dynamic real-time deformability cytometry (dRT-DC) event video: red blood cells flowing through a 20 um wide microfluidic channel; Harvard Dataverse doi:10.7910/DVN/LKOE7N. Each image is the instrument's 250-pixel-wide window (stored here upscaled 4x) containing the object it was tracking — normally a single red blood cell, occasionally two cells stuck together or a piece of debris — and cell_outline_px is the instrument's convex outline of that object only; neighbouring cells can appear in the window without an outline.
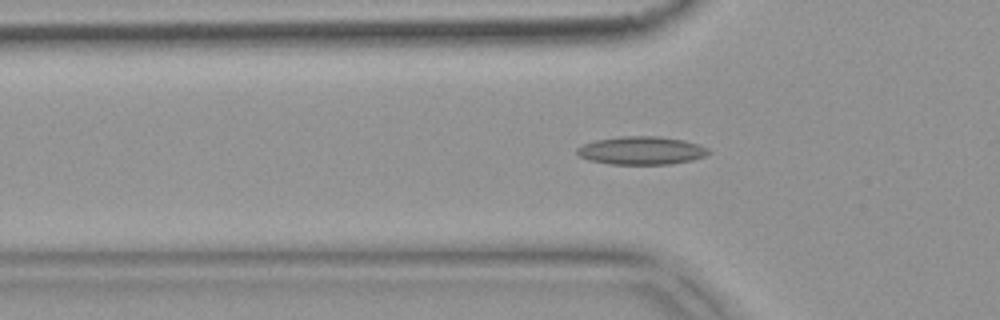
{"species": "common noctule bat (a hibernating species)", "species_latin": "Nyctalus noctula", "temperature_condition": "warm", "stored_images_in_passage": 33, "camera_frame_rate_fps": 3000, "um_per_image_px": 0.085, "animal": {"sex": "female", "body_mass_g": 18.4}, "frame": {"image": 1, "passage_image": 2, "time_ms": 0.333, "image_size_px": [1000, 320], "cell_outline_px": [[712, 152], [704, 156], [692, 160], [672, 164], [608, 164], [588, 160], [580, 156], [576, 152], [576, 148], [584, 144], [596, 140], [620, 136], [660, 136], [684, 140], [708, 148]], "centroid_in_image_um": [54.52, 12.79], "position_along_channel_um": 71.3, "area_um2": 21.62}}
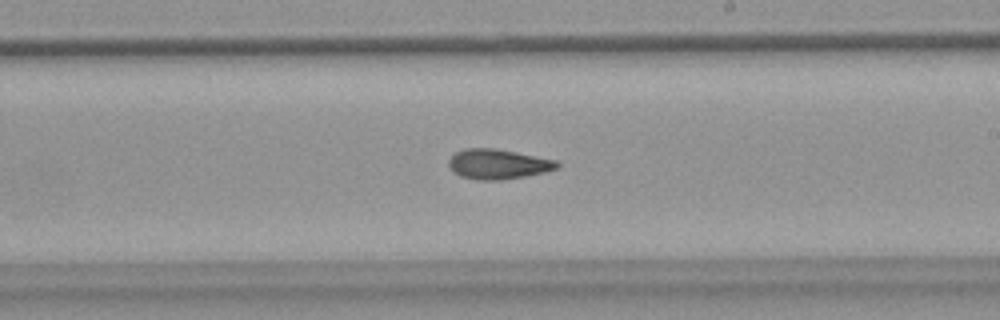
{"frame": {"image": 2, "passage_image": 16, "time_ms": 5.0, "image_size_px": [1000, 320], "cell_outline_px": [[560, 164], [556, 168], [544, 172], [524, 176], [500, 180], [476, 180], [460, 176], [452, 172], [448, 164], [448, 160], [456, 152], [464, 148], [496, 148], [556, 160]], "centroid_in_image_um": [42.28, 13.95], "position_along_channel_um": 246.7, "area_um2": 18.9}}
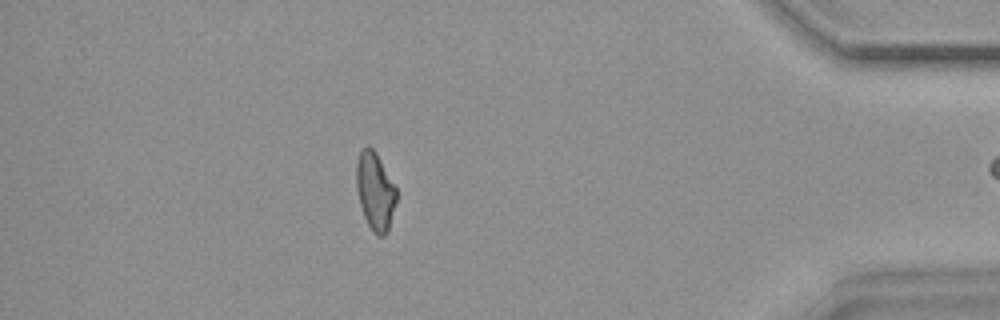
{"frame": {"image": 3, "passage_image": 32, "time_ms": 10.333, "image_size_px": [1000, 320], "cell_outline_px": [[396, 200], [388, 232], [384, 236], [376, 236], [372, 232], [364, 216], [360, 204], [356, 188], [356, 160], [360, 148], [368, 144], [376, 152], [396, 188]], "centroid_in_image_um": [31.86, 16.23], "position_along_channel_um": 403.3, "area_um2": 18.32}}